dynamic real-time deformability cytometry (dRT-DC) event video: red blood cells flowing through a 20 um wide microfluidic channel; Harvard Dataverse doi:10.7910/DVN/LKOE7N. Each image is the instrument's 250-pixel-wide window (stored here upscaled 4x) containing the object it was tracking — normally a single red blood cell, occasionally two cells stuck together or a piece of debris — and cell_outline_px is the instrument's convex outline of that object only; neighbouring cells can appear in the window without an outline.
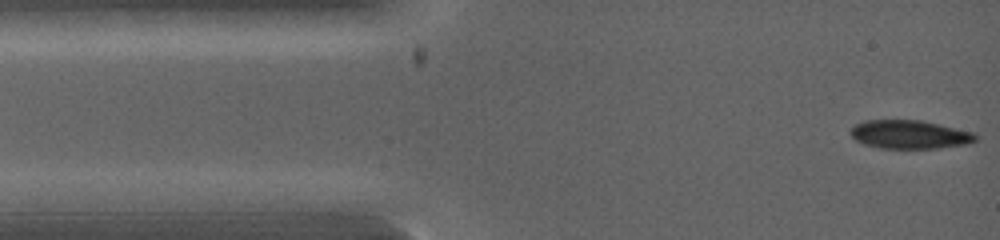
{"species": "common noctule bat (a hibernating species)", "species_latin": "Nyctalus noctula", "temperature_condition": "warm", "stored_images_in_passage": 3, "camera_frame_rate_fps": 5000, "um_per_image_px": 0.085, "animal": {"sex": "female", "body_mass_g": 19.0, "forearm_length_mm": 53.3}, "frame": {"image": 1, "passage_image": 1, "time_ms": 0.0, "image_size_px": [1000, 240], "cell_outline_px": [[976, 140], [968, 144], [936, 148], [880, 148], [864, 144], [856, 140], [848, 132], [856, 124], [864, 120], [920, 120], [972, 132], [976, 136]], "centroid_in_image_um": [77.28, 11.43], "position_along_channel_um": 7.7, "area_um2": 20.58}}